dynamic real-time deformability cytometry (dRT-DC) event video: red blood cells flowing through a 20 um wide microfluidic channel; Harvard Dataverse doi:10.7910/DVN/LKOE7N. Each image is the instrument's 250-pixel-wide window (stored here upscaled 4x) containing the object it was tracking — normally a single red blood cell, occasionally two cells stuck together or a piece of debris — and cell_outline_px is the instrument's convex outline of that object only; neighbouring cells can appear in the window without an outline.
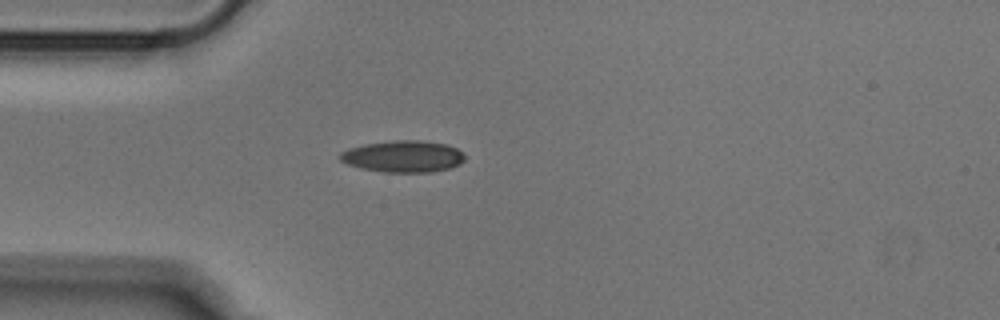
{"species": "Egyptian fruit bat (a non-hibernating species)", "species_latin": "Rousettus aegyptiacus", "temperature_condition": "cold", "stored_images_in_passage": 39, "camera_frame_rate_fps": 3000, "um_per_image_px": 0.085, "animal": {"sex": "male"}, "frame": {"image": 1, "passage_image": 1, "time_ms": 0.0, "image_size_px": [1000, 320], "cell_outline_px": [[464, 160], [460, 164], [452, 168], [432, 172], [384, 172], [360, 168], [348, 164], [340, 160], [340, 152], [348, 148], [364, 144], [392, 140], [420, 140], [448, 144], [464, 152]], "centroid_in_image_um": [34.29, 13.29], "position_along_channel_um": 50.7, "area_um2": 23.29}}
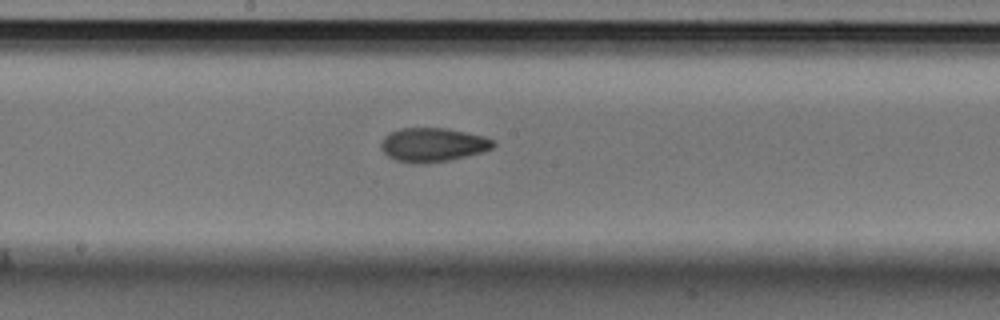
{"frame": {"image": 2, "passage_image": 14, "time_ms": 4.333, "image_size_px": [1000, 320], "cell_outline_px": [[496, 144], [492, 148], [484, 152], [448, 160], [428, 164], [412, 164], [396, 160], [388, 156], [380, 148], [380, 144], [384, 136], [400, 128], [444, 128], [484, 136], [496, 140]], "centroid_in_image_um": [36.8, 12.32], "position_along_channel_um": 211.4, "area_um2": 22.37}}
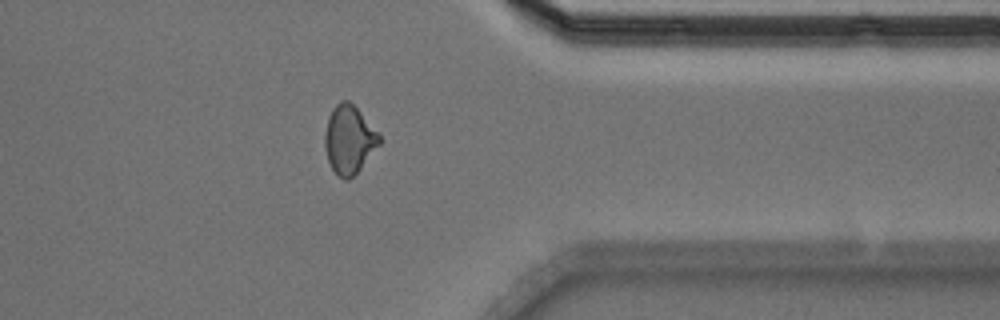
{"frame": {"image": 3, "passage_image": 28, "time_ms": 9.0, "image_size_px": [1000, 320], "cell_outline_px": [[384, 140], [360, 168], [348, 180], [344, 180], [332, 168], [328, 160], [324, 144], [324, 136], [328, 116], [332, 108], [340, 100], [348, 100], [360, 112]], "centroid_in_image_um": [29.67, 11.84], "position_along_channel_um": 381.7, "area_um2": 21.5}}